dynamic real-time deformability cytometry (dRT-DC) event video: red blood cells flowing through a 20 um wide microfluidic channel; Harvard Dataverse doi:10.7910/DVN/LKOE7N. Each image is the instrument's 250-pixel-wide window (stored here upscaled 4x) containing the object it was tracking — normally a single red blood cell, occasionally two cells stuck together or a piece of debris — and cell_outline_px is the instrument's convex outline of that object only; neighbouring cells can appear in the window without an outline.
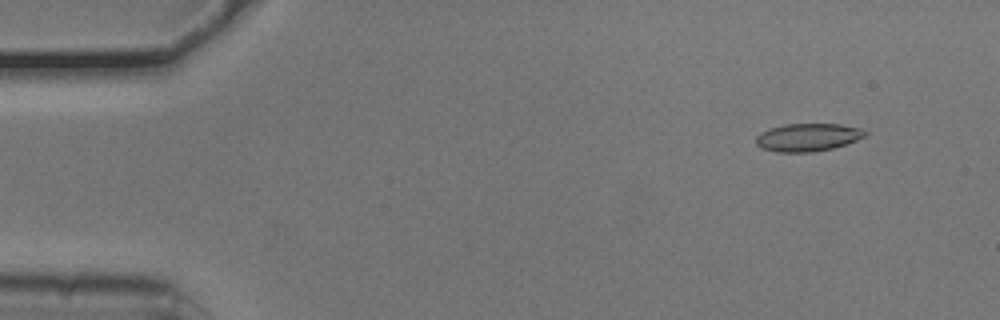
{"species": "common noctule bat (a hibernating species)", "species_latin": "Nyctalus noctula", "temperature_condition": "cold", "stored_images_in_passage": 53, "camera_frame_rate_fps": 3000, "um_per_image_px": 0.085, "animal": {"sex": "male", "body_mass_g": 20.5, "forearm_length_mm": 52.5}, "frame": {"image": 1, "passage_image": 5, "time_ms": 1.333, "image_size_px": [1000, 320], "cell_outline_px": [[868, 132], [864, 136], [856, 140], [832, 148], [812, 152], [776, 152], [760, 148], [756, 144], [756, 136], [760, 132], [768, 128], [784, 124], [840, 124], [860, 128]], "centroid_in_image_um": [68.6, 11.67], "position_along_channel_um": 16.4, "area_um2": 17.74}}
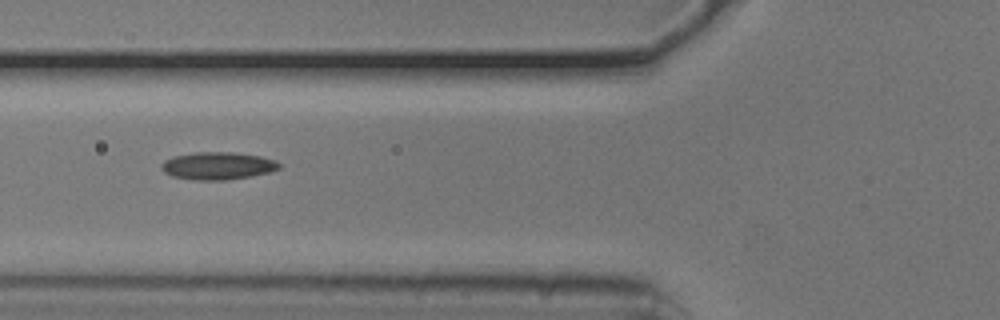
{"frame": {"image": 2, "passage_image": 20, "time_ms": 6.333, "image_size_px": [1000, 320], "cell_outline_px": [[280, 168], [268, 172], [252, 176], [224, 180], [192, 180], [172, 176], [164, 172], [160, 168], [160, 164], [164, 160], [172, 156], [196, 152], [232, 152], [260, 156], [276, 160], [280, 164]], "centroid_in_image_um": [18.47, 14.09], "position_along_channel_um": 107.3, "area_um2": 19.02}}
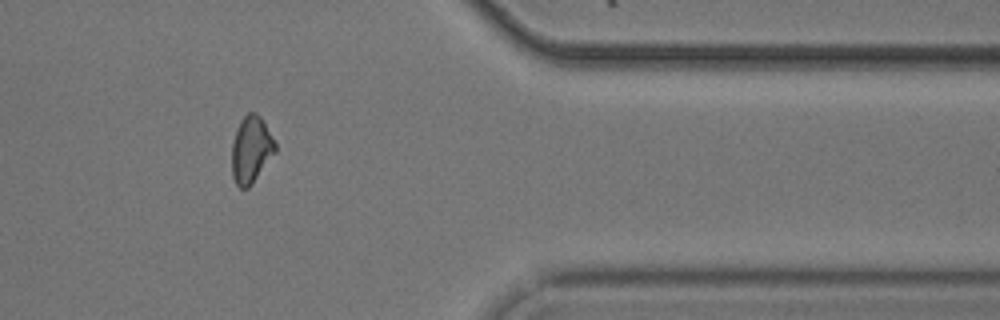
{"frame": {"image": 3, "passage_image": 44, "time_ms": 14.333, "image_size_px": [1000, 320], "cell_outline_px": [[276, 152], [252, 184], [248, 188], [240, 188], [236, 184], [232, 176], [232, 144], [236, 128], [240, 120], [248, 112], [256, 112], [260, 116], [276, 144]], "centroid_in_image_um": [21.33, 12.72], "position_along_channel_um": 390.1, "area_um2": 16.94}, "authors_computed_cell_mechanics": {"area_um2": 17.5712, "velocity_mm_per_s": 3.7747, "shape_relaxation_time_tau1_ms": 8.5789, "shape_relaxation_time_tau2_ms": 5.2787, "deformation_change_tau1": 0.1225, "deformation_change_tau2": 0.125}}